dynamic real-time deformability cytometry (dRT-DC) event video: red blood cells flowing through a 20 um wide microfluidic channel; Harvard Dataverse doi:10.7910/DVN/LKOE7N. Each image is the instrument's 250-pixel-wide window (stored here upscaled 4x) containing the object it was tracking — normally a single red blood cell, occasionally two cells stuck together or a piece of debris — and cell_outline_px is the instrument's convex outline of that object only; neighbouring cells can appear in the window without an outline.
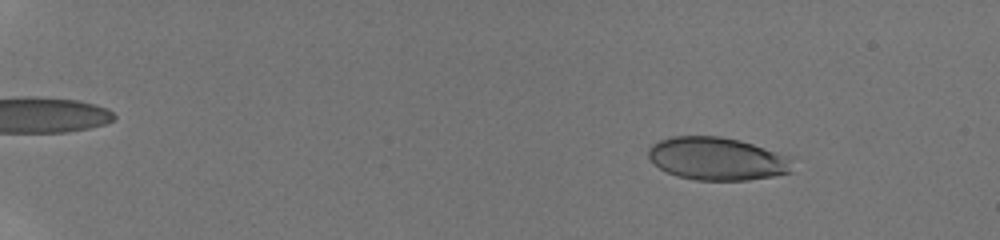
{"species": "human", "species_latin": "Homo sapiens", "temperature_condition": "room temperature", "stored_images_in_passage": 67, "camera_frame_rate_fps": 3000, "um_per_image_px": 0.085, "donor": {"sex": "male"}, "frame": {"image": 1, "passage_image": 13, "time_ms": 3.0, "image_size_px": [1000, 240], "cell_outline_px": [[792, 172], [772, 176], [748, 180], [696, 180], [676, 176], [660, 168], [648, 156], [648, 148], [652, 144], [660, 140], [672, 136], [720, 136], [740, 140], [788, 156], [792, 160]], "centroid_in_image_um": [60.95, 13.49], "position_along_channel_um": 24.1, "area_um2": 35.89}}
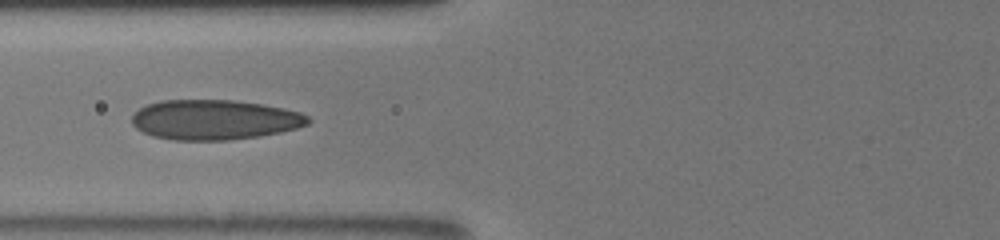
{"frame": {"image": 2, "passage_image": 40, "time_ms": 9.0, "image_size_px": [1000, 240], "cell_outline_px": [[312, 120], [308, 124], [296, 128], [280, 132], [260, 136], [228, 140], [172, 140], [152, 136], [136, 128], [132, 124], [132, 116], [140, 108], [148, 104], [160, 100], [232, 100], [260, 104], [284, 108], [300, 112], [308, 116]], "centroid_in_image_um": [18.23, 10.18], "position_along_channel_um": 107.6, "area_um2": 41.04}}
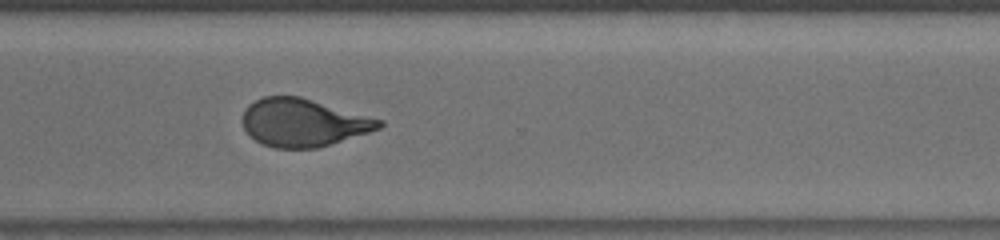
{"frame": {"image": 3, "passage_image": 66, "time_ms": 15.0, "image_size_px": [1000, 240], "cell_outline_px": [[384, 124], [380, 128], [368, 132], [316, 148], [276, 148], [264, 144], [256, 140], [244, 128], [240, 120], [244, 108], [248, 104], [264, 96], [300, 96], [384, 120]], "centroid_in_image_um": [25.75, 10.4], "position_along_channel_um": 344.9, "area_um2": 37.92}}